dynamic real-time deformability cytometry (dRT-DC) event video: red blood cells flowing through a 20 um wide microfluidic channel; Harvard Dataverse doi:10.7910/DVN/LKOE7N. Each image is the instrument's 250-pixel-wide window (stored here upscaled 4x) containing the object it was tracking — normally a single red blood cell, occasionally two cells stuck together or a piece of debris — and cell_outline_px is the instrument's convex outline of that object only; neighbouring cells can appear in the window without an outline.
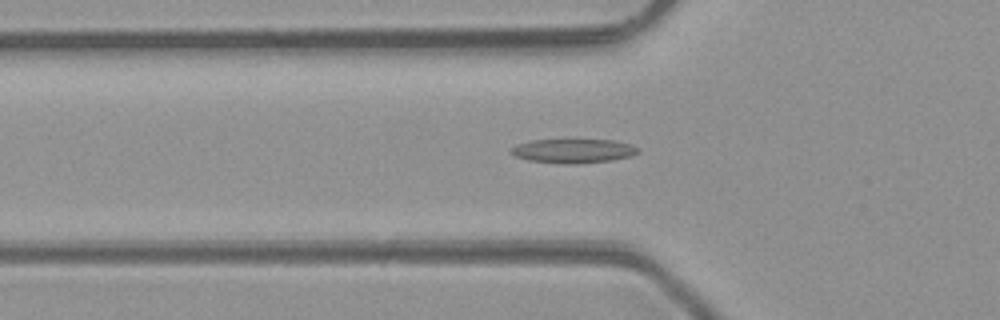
{"species": "common noctule bat (a hibernating species)", "species_latin": "Nyctalus noctula", "temperature_condition": "room temperature", "stored_images_in_passage": 45, "camera_frame_rate_fps": 3000, "um_per_image_px": 0.085, "animal": {"sex": "male", "body_mass_g": 23.1, "forearm_length_mm": 52.7}, "frame": {"image": 1, "passage_image": 17, "time_ms": 5.333, "image_size_px": [1000, 320], "cell_outline_px": [[640, 152], [632, 156], [612, 160], [576, 164], [564, 164], [528, 160], [516, 156], [508, 152], [516, 144], [532, 140], [612, 140], [628, 144], [640, 148]], "centroid_in_image_um": [48.73, 12.83], "position_along_channel_um": 77.1, "area_um2": 17.86}}
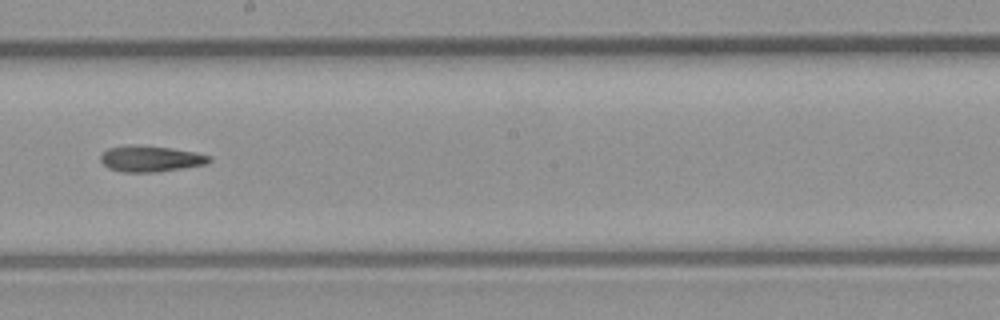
{"frame": {"image": 2, "passage_image": 28, "time_ms": 9.0, "image_size_px": [1000, 320], "cell_outline_px": [[212, 160], [204, 164], [156, 172], [124, 172], [108, 168], [100, 160], [100, 156], [108, 148], [128, 144], [168, 148], [196, 152], [212, 156]], "centroid_in_image_um": [12.78, 13.49], "position_along_channel_um": 235.4, "area_um2": 16.3}}
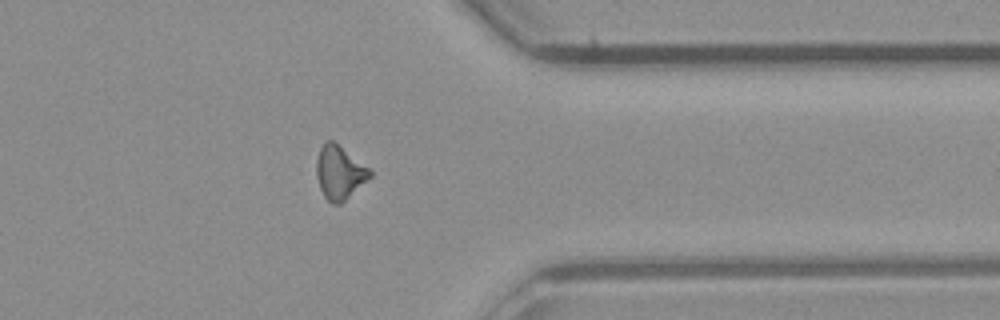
{"frame": {"image": 3, "passage_image": 39, "time_ms": 12.667, "image_size_px": [1000, 320], "cell_outline_px": [[372, 176], [368, 180], [340, 204], [332, 204], [324, 196], [320, 188], [316, 176], [316, 160], [320, 148], [324, 140], [332, 140], [368, 168], [372, 172]], "centroid_in_image_um": [28.83, 14.67], "position_along_channel_um": 382.6, "area_um2": 16.47}}